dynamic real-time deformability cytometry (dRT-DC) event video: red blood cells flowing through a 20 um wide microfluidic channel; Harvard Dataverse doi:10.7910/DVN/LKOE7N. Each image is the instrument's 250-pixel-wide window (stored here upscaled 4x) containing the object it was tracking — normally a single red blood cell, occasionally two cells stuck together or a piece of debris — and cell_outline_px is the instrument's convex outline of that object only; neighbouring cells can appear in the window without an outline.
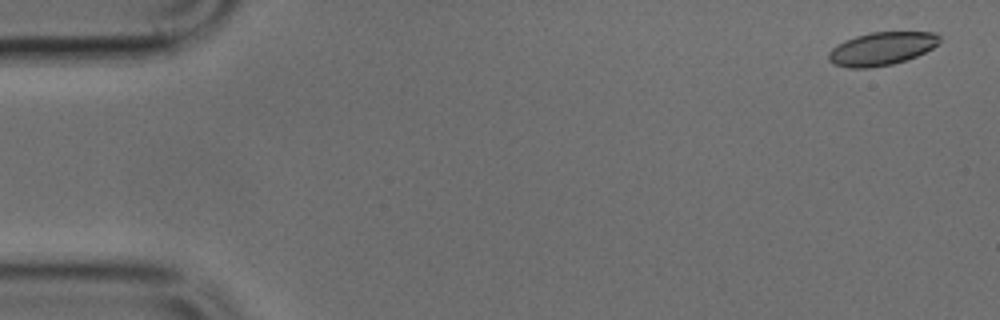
{"species": "common noctule bat (a hibernating species)", "species_latin": "Nyctalus noctula", "temperature_condition": "cold", "stored_images_in_passage": 13, "camera_frame_rate_fps": 3000, "um_per_image_px": 0.085, "animal": {"sex": "male", "body_mass_g": 17.9, "forearm_length_mm": 54.2}, "frame": {"image": 1, "passage_image": 2, "time_ms": 0.333, "image_size_px": [1000, 320], "cell_outline_px": [[940, 44], [916, 56], [892, 64], [868, 68], [848, 68], [836, 64], [828, 60], [828, 52], [832, 48], [844, 40], [856, 36], [872, 32], [936, 32], [940, 36]], "centroid_in_image_um": [74.94, 4.13], "position_along_channel_um": 10.1, "area_um2": 21.39}}